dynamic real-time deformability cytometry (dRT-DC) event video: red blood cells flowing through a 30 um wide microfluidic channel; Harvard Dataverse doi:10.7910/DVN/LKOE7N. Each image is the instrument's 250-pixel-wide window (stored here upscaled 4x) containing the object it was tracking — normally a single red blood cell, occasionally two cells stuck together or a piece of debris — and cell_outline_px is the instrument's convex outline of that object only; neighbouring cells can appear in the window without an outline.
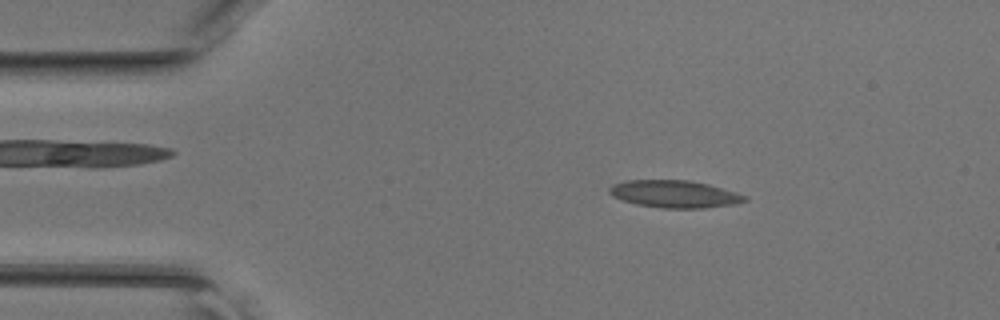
{"species": "common noctule bat (a hibernating species)", "species_latin": "Nyctalus noctula", "temperature_condition": "room temperature", "stored_images_in_passage": 45, "camera_frame_rate_fps": 3000, "um_per_image_px": 0.085, "animal": {"sex": "female", "body_mass_g": 17.0, "forearm_length_mm": 48.0}, "frame": {"image": 1, "passage_image": 7, "time_ms": 2.0, "image_size_px": [1000, 320], "cell_outline_px": [[748, 200], [736, 204], [704, 208], [664, 208], [636, 204], [612, 196], [608, 192], [608, 188], [612, 184], [624, 180], [688, 180], [708, 184], [736, 192], [748, 196]], "centroid_in_image_um": [57.34, 16.49], "position_along_channel_um": 27.7, "area_um2": 21.68}}
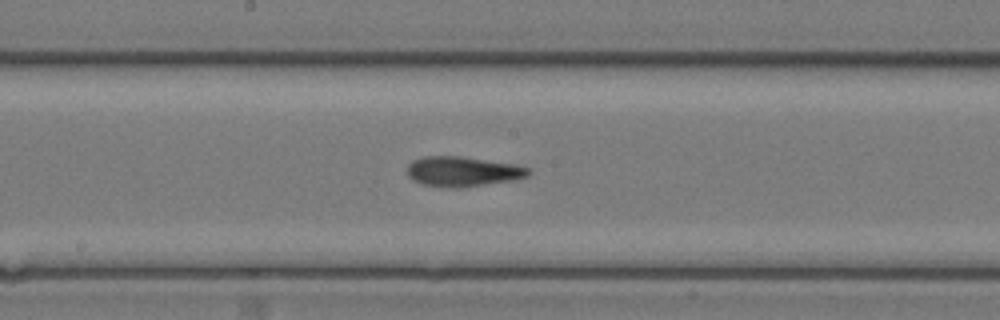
{"frame": {"image": 2, "passage_image": 23, "time_ms": 7.333, "image_size_px": [1000, 320], "cell_outline_px": [[532, 172], [528, 176], [516, 180], [460, 188], [448, 188], [420, 184], [412, 180], [408, 176], [408, 164], [412, 160], [424, 156], [460, 156], [516, 164], [532, 168]], "centroid_in_image_um": [39.37, 14.58], "position_along_channel_um": 208.8, "area_um2": 21.62}}
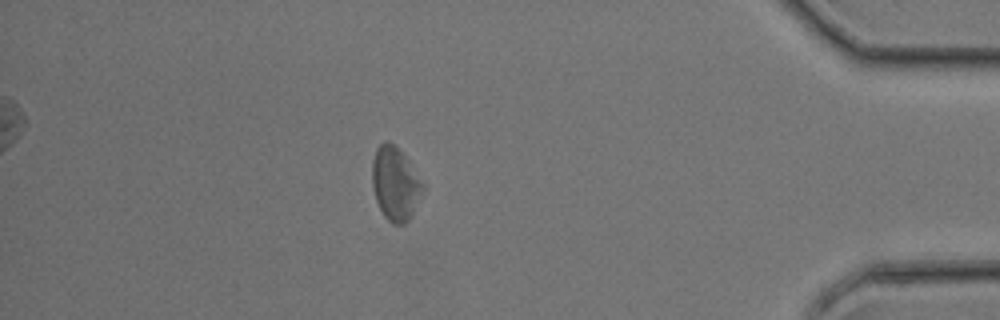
{"frame": {"image": 3, "passage_image": 39, "time_ms": 12.667, "image_size_px": [1000, 320], "cell_outline_px": [[424, 188], [408, 220], [404, 224], [392, 224], [384, 216], [376, 200], [372, 188], [372, 160], [376, 148], [384, 140], [388, 140], [404, 156], [424, 184]], "centroid_in_image_um": [33.56, 15.61], "position_along_channel_um": 401.6, "area_um2": 21.27}}